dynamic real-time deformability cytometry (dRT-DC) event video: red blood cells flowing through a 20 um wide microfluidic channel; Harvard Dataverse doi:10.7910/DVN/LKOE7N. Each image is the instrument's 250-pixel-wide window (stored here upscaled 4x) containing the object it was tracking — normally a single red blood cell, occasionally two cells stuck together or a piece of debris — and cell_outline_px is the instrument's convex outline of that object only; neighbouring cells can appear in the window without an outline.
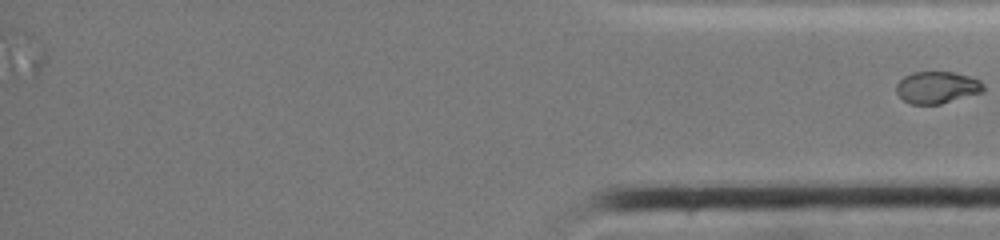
{"species": "common noctule bat (a hibernating species)", "species_latin": "Nyctalus noctula", "temperature_condition": "cold", "stored_images_in_passage": 43, "segment_of_instrument_passage": [2, 2], "camera_frame_rate_fps": 3000, "um_per_image_px": 0.085, "animal": {"sex": "female", "body_mass_g": 19.0, "forearm_length_mm": 51.5}, "frame": {"image": 1, "passage_image": 43, "time_ms": 14.0, "image_size_px": [1000, 240], "cell_outline_px": [[984, 92], [940, 104], [912, 104], [904, 100], [896, 92], [896, 84], [904, 76], [912, 72], [952, 72], [968, 76], [980, 80], [984, 84]], "centroid_in_image_um": [79.66, 7.43], "position_along_channel_um": 355.5, "area_um2": 16.24}}